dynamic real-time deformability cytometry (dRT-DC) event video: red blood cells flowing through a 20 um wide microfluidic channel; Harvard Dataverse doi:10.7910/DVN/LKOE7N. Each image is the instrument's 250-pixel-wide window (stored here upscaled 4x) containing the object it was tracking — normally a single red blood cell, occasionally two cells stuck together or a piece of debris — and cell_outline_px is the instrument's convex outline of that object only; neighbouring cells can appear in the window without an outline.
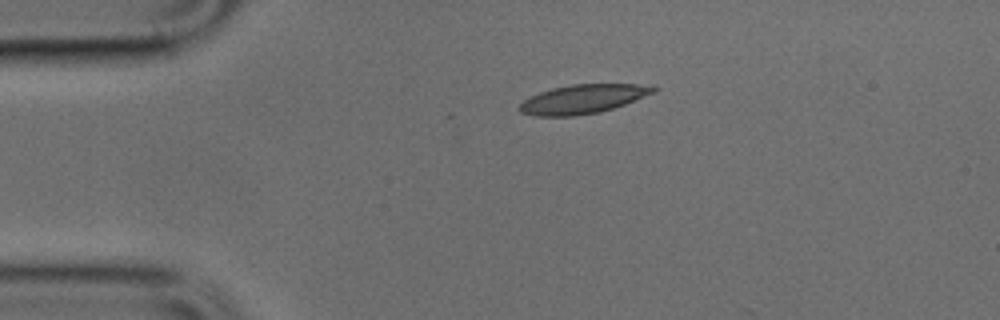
{"species": "common noctule bat (a hibernating species)", "species_latin": "Nyctalus noctula", "temperature_condition": "cold", "stored_images_in_passage": 40, "camera_frame_rate_fps": 3000, "um_per_image_px": 0.085, "animal": {"sex": "male", "body_mass_g": 17.9, "forearm_length_mm": 54.2}, "frame": {"image": 1, "passage_image": 1, "time_ms": 0.0, "image_size_px": [1000, 320], "cell_outline_px": [[660, 88], [656, 92], [624, 104], [600, 112], [576, 116], [536, 116], [520, 112], [516, 108], [524, 100], [540, 92], [552, 88], [572, 84], [652, 84]], "centroid_in_image_um": [49.58, 8.41], "position_along_channel_um": 35.4, "area_um2": 22.77}}
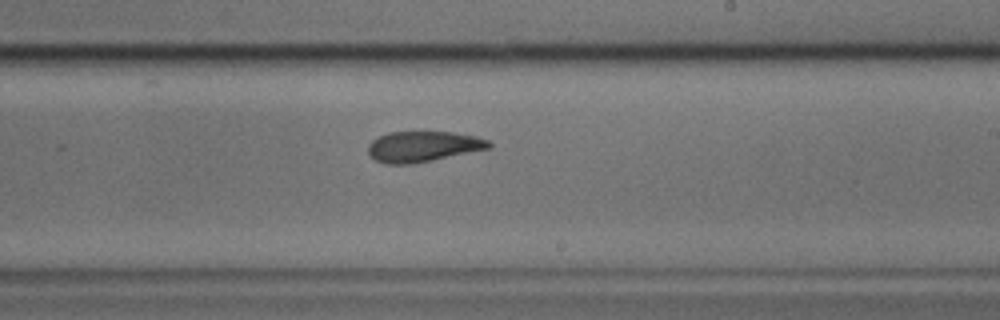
{"frame": {"image": 2, "passage_image": 20, "time_ms": 6.333, "image_size_px": [1000, 320], "cell_outline_px": [[492, 148], [432, 160], [408, 164], [384, 164], [376, 160], [368, 152], [368, 144], [372, 140], [388, 132], [452, 132], [476, 136], [488, 140], [492, 144]], "centroid_in_image_um": [35.97, 12.45], "position_along_channel_um": 253.0, "area_um2": 21.5}}
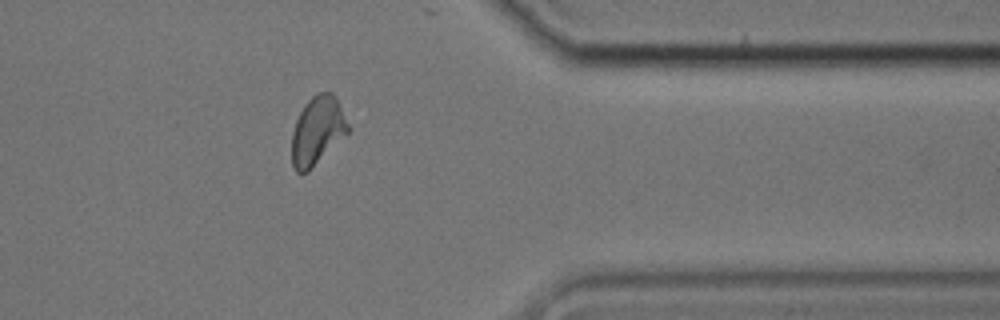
{"frame": {"image": 3, "passage_image": 31, "time_ms": 10.0, "image_size_px": [1000, 320], "cell_outline_px": [[348, 132], [308, 172], [300, 176], [292, 168], [292, 132], [296, 120], [304, 104], [316, 92], [332, 92], [336, 96], [348, 124]], "centroid_in_image_um": [26.94, 11.12], "position_along_channel_um": 384.5, "area_um2": 22.43}}